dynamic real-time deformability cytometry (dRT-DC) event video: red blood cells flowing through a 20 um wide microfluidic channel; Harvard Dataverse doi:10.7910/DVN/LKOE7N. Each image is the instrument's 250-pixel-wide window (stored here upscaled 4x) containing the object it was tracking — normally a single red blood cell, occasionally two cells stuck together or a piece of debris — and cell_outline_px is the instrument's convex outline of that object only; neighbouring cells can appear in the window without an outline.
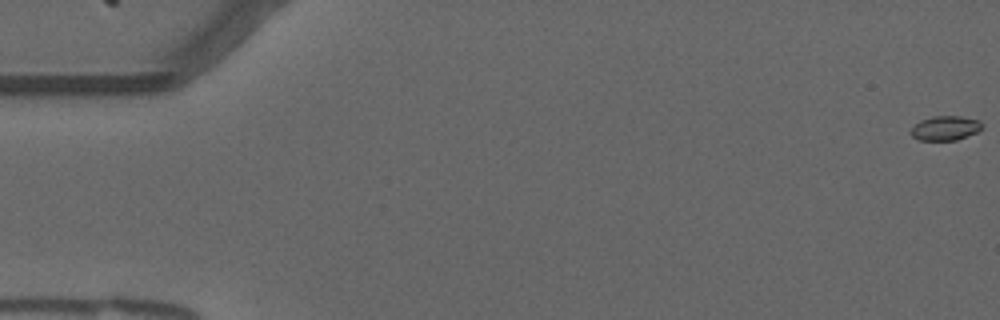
{"species": "common noctule bat (a hibernating species)", "species_latin": "Nyctalus noctula", "temperature_condition": "warm", "stored_images_in_passage": 10, "camera_frame_rate_fps": 3000, "um_per_image_px": 0.085, "animal": {"sex": "male", "forearm_length_mm": 52.5}, "frame": {"image": 1, "passage_image": 1, "time_ms": 0.0, "image_size_px": [1000, 320], "cell_outline_px": [[984, 124], [976, 132], [956, 140], [920, 140], [912, 136], [912, 128], [920, 120], [932, 116], [960, 116], [980, 120]], "centroid_in_image_um": [80.37, 10.87], "position_along_channel_um": 4.6, "area_um2": 10.0}}